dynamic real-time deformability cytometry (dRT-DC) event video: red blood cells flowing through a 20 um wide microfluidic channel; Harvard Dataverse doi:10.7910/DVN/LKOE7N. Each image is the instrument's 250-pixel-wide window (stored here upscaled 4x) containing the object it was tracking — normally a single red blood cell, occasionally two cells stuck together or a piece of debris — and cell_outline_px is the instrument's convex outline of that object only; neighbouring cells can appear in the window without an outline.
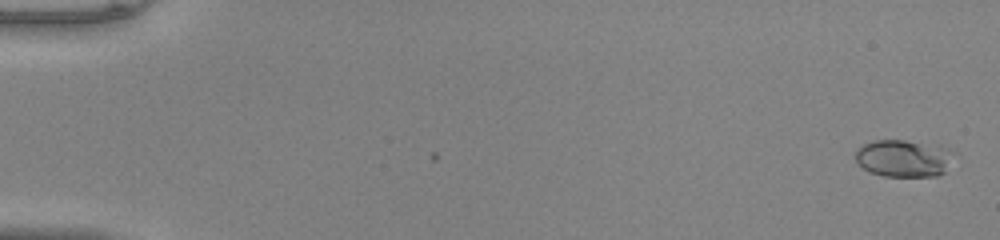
{"species": "common noctule bat (a hibernating species)", "species_latin": "Nyctalus noctula", "temperature_condition": "warm", "stored_images_in_passage": 3, "camera_frame_rate_fps": 3000, "um_per_image_px": 0.085, "animal": {"sex": "male", "body_mass_g": 20.0, "forearm_length_mm": 53.3}, "frame": {"image": 1, "passage_image": 3, "time_ms": 0.667, "image_size_px": [1000, 240], "cell_outline_px": [[956, 152], [944, 172], [936, 176], [884, 176], [868, 172], [856, 160], [856, 148], [872, 140], [904, 140], [940, 144], [956, 148]], "centroid_in_image_um": [76.88, 13.42], "position_along_channel_um": 8.1, "area_um2": 21.91}}